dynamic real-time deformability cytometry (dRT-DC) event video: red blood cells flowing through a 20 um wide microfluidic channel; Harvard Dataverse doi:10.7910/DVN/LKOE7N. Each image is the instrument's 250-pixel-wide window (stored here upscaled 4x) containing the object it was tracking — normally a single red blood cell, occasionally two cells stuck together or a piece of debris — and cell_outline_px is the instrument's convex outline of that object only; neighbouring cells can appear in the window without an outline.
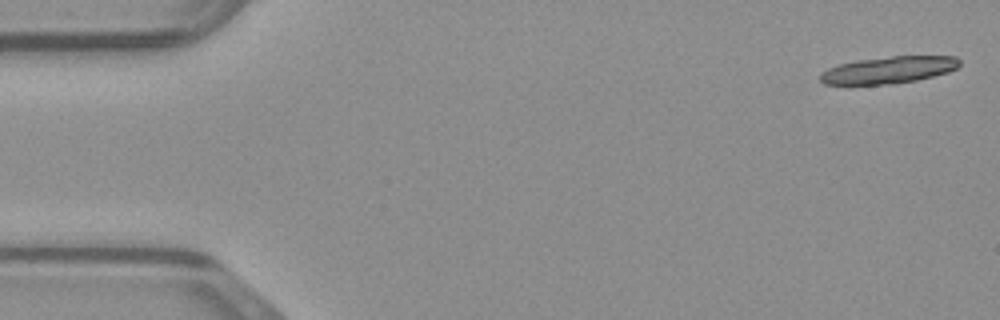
{"species": "common noctule bat (a hibernating species)", "species_latin": "Nyctalus noctula", "temperature_condition": "warm", "stored_images_in_passage": 16, "camera_frame_rate_fps": 3000, "um_per_image_px": 0.085, "animal": {"sex": "male", "body_mass_g": 23.1, "forearm_length_mm": 52.7}, "frame": {"image": 1, "passage_image": 1, "time_ms": 0.0, "image_size_px": [1000, 320], "cell_outline_px": [[960, 64], [956, 68], [948, 72], [916, 80], [892, 84], [824, 84], [820, 80], [820, 72], [828, 68], [840, 64], [856, 60], [892, 56], [956, 56], [960, 60]], "centroid_in_image_um": [75.53, 5.94], "position_along_channel_um": 9.5, "area_um2": 21.79}}